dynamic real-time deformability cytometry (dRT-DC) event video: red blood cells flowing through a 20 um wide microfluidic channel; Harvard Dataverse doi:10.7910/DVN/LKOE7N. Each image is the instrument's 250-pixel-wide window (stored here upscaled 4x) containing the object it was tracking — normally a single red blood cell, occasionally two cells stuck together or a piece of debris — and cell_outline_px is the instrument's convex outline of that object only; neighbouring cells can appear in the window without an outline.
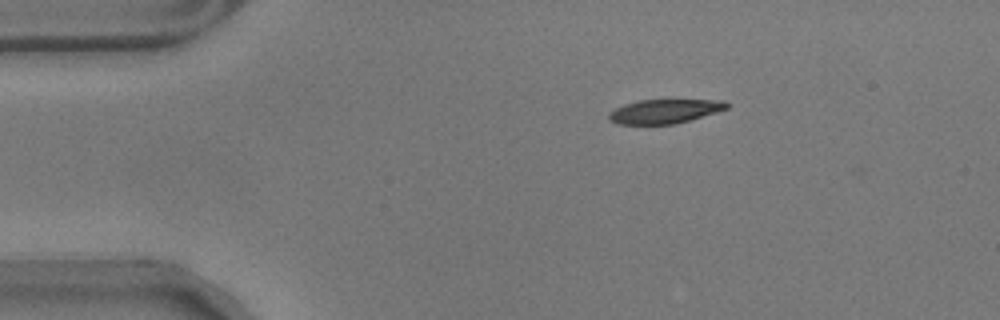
{"species": "common noctule bat (a hibernating species)", "species_latin": "Nyctalus noctula", "temperature_condition": "warm", "stored_images_in_passage": 48, "camera_frame_rate_fps": 3000, "um_per_image_px": 0.085, "animal": {"sex": "male", "body_mass_g": 17.9}, "frame": {"image": 1, "passage_image": 1, "time_ms": 0.0, "image_size_px": [1000, 320], "cell_outline_px": [[728, 108], [716, 112], [676, 124], [616, 124], [608, 120], [608, 112], [624, 104], [640, 100], [724, 100], [728, 104]], "centroid_in_image_um": [56.45, 9.46], "position_along_channel_um": 28.6, "area_um2": 16.53}}
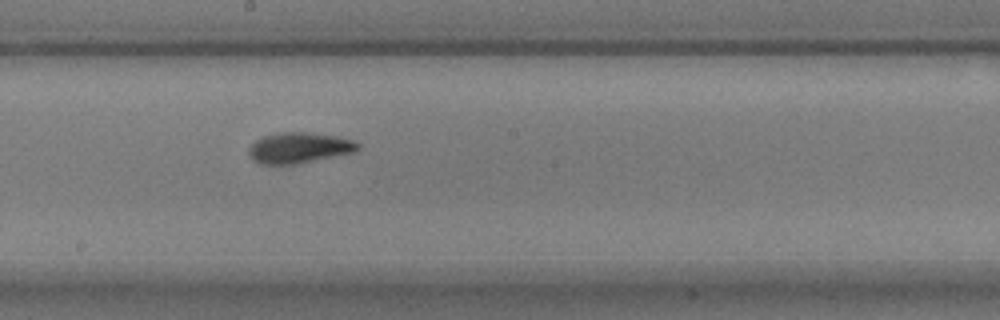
{"frame": {"image": 2, "passage_image": 22, "time_ms": 7.0, "image_size_px": [1000, 320], "cell_outline_px": [[360, 148], [356, 152], [300, 164], [260, 164], [252, 160], [248, 152], [248, 148], [256, 140], [264, 136], [276, 132], [308, 132], [336, 136], [352, 140], [360, 144]], "centroid_in_image_um": [25.44, 12.57], "position_along_channel_um": 222.8, "area_um2": 19.83}}
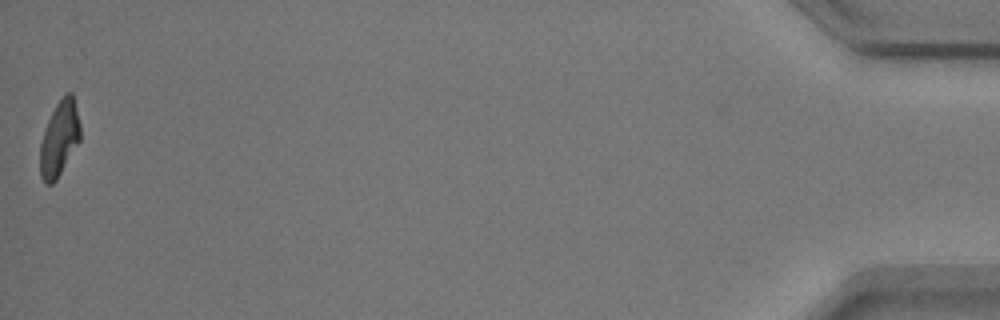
{"frame": {"image": 3, "passage_image": 48, "time_ms": 15.667, "image_size_px": [1000, 320], "cell_outline_px": [[80, 140], [56, 180], [52, 184], [44, 184], [40, 176], [40, 144], [44, 128], [56, 104], [68, 92], [72, 92], [80, 124]], "centroid_in_image_um": [5.03, 11.81], "position_along_channel_um": 430.2, "area_um2": 17.46}, "authors_computed_cell_mechanics": {"area_um2": 18.496, "velocity_mm_per_s": 3.5219, "shape_relaxation_time_tau1_ms": 3.0865, "shape_relaxation_time_tau2_ms": 2.999, "deformation_change_tau1": 0.1477, "deformation_change_tau2": 0.0878}}